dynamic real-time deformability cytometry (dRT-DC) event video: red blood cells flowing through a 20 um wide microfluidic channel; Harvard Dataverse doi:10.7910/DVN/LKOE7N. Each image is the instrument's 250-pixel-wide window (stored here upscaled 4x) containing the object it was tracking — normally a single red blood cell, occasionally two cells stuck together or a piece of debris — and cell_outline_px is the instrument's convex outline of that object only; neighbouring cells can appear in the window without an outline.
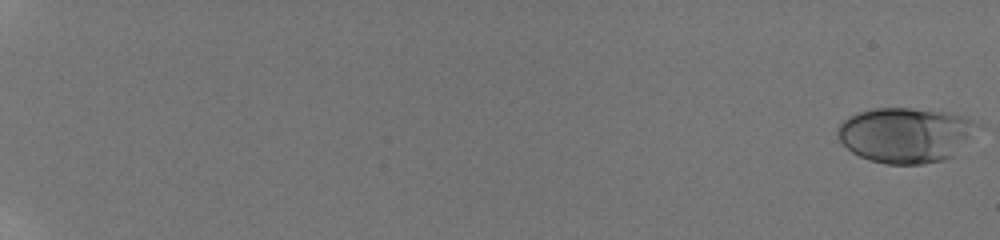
{"species": "human", "species_latin": "Homo sapiens", "temperature_condition": "room temperature", "stored_images_in_passage": 15, "camera_frame_rate_fps": 3000, "um_per_image_px": 0.085, "donor": {"sex": "male"}, "frame": {"image": 1, "passage_image": 1, "time_ms": 0.0, "image_size_px": [1000, 240], "cell_outline_px": [[984, 128], [952, 156], [944, 160], [924, 164], [884, 164], [860, 156], [852, 152], [840, 140], [836, 132], [840, 124], [848, 116], [872, 108], [908, 108], [952, 112], [968, 116], [984, 124]], "centroid_in_image_um": [77.1, 11.45], "position_along_channel_um": 7.9, "area_um2": 45.84}}
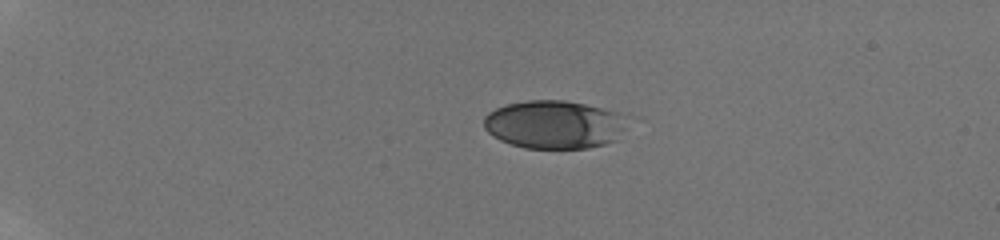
{"frame": {"image": 2, "passage_image": 11, "time_ms": 5.0, "image_size_px": [1000, 240], "cell_outline_px": [[628, 120], [624, 128], [616, 140], [604, 144], [588, 148], [524, 148], [500, 140], [492, 136], [484, 128], [484, 116], [488, 112], [496, 108], [508, 104], [528, 100], [564, 100], [584, 104], [620, 112], [628, 116]], "centroid_in_image_um": [47.12, 10.58], "position_along_channel_um": 37.9, "area_um2": 40.52}}
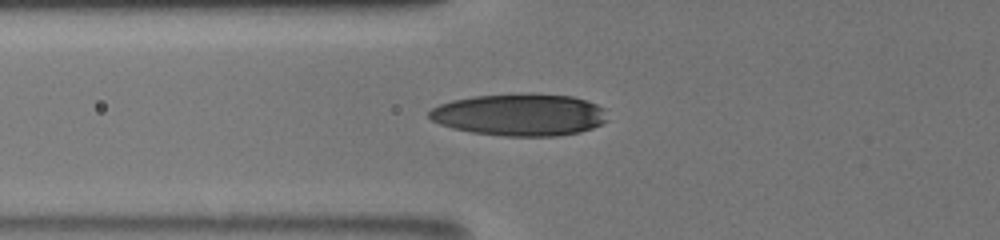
{"frame": {"image": 3, "passage_image": 15, "time_ms": 8.333, "image_size_px": [1000, 240], "cell_outline_px": [[608, 120], [592, 128], [580, 132], [556, 136], [504, 136], [472, 132], [452, 128], [440, 124], [432, 120], [428, 116], [428, 112], [432, 108], [440, 104], [452, 100], [472, 96], [572, 96], [596, 104], [604, 108]], "centroid_in_image_um": [44.16, 9.8], "position_along_channel_um": 81.6, "area_um2": 42.66}}